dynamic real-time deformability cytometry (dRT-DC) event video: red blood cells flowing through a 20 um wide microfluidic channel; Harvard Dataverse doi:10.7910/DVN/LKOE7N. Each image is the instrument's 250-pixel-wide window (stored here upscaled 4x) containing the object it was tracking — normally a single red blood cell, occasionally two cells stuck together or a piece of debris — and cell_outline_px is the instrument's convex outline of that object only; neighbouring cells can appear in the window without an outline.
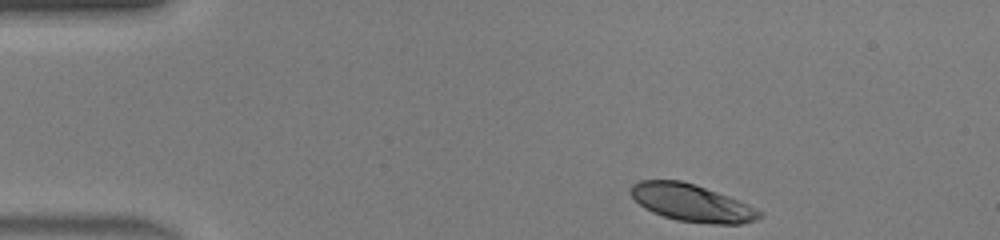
{"species": "human", "species_latin": "Homo sapiens", "temperature_condition": "warm", "stored_images_in_passage": 40, "camera_frame_rate_fps": 3000, "um_per_image_px": 0.085, "donor": {"sex": "male"}, "frame": {"image": 1, "passage_image": 1, "time_ms": 0.0, "image_size_px": [1000, 240], "cell_outline_px": [[764, 216], [756, 220], [740, 224], [712, 224], [676, 220], [652, 212], [644, 208], [628, 192], [632, 184], [640, 180], [680, 180], [696, 184], [740, 200], [764, 212]], "centroid_in_image_um": [58.83, 17.24], "position_along_channel_um": 26.2, "area_um2": 28.26}}
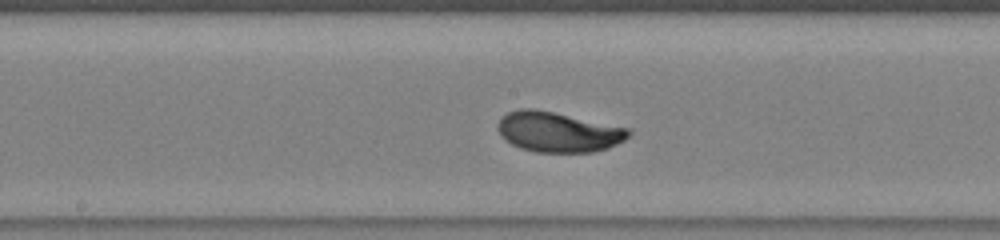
{"frame": {"image": 2, "passage_image": 18, "time_ms": 5.667, "image_size_px": [1000, 240], "cell_outline_px": [[632, 132], [624, 140], [608, 148], [592, 152], [536, 152], [520, 148], [504, 140], [500, 136], [496, 128], [500, 120], [508, 112], [520, 108], [532, 108], [632, 128]], "centroid_in_image_um": [47.44, 11.22], "position_along_channel_um": 200.8, "area_um2": 30.69}}
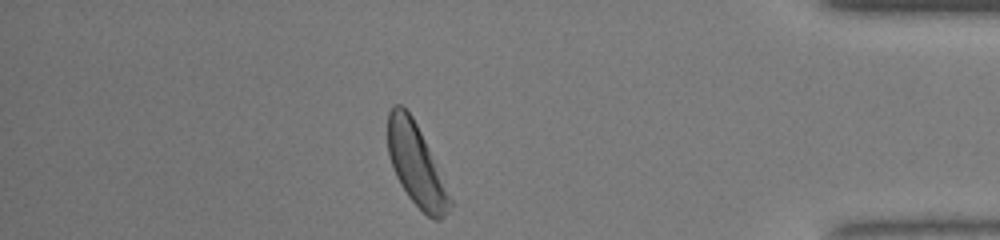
{"frame": {"image": 3, "passage_image": 34, "time_ms": 11.0, "image_size_px": [1000, 240], "cell_outline_px": [[452, 204], [448, 212], [440, 220], [432, 220], [408, 196], [400, 184], [392, 168], [388, 152], [388, 112], [392, 104], [400, 104], [412, 116], [428, 148], [452, 200]], "centroid_in_image_um": [35.34, 14.01], "position_along_channel_um": 399.9, "area_um2": 28.96}, "authors_computed_cell_mechanics": {"area_um2": 29.8248, "velocity_mm_per_s": 4.4293, "shape_relaxation_time_tau1_ms": 2.082, "shape_relaxation_time_tau2_ms": null, "deformation_change_tau1": 0.1441, "deformation_change_tau2": null}}